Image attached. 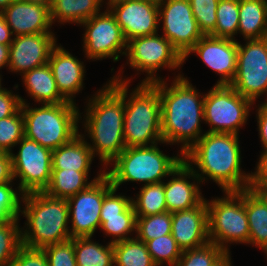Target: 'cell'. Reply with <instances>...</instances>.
<instances>
[{
  "label": "cell",
  "mask_w": 267,
  "mask_h": 266,
  "mask_svg": "<svg viewBox=\"0 0 267 266\" xmlns=\"http://www.w3.org/2000/svg\"><path fill=\"white\" fill-rule=\"evenodd\" d=\"M174 78L171 85L164 78L157 81L161 134L167 145L181 144L184 154L206 133L201 130L205 93H200L181 71Z\"/></svg>",
  "instance_id": "cell-1"
},
{
  "label": "cell",
  "mask_w": 267,
  "mask_h": 266,
  "mask_svg": "<svg viewBox=\"0 0 267 266\" xmlns=\"http://www.w3.org/2000/svg\"><path fill=\"white\" fill-rule=\"evenodd\" d=\"M239 141V135L206 132L183 154V162L202 184L210 179L222 192L249 189L251 173L242 169Z\"/></svg>",
  "instance_id": "cell-2"
},
{
  "label": "cell",
  "mask_w": 267,
  "mask_h": 266,
  "mask_svg": "<svg viewBox=\"0 0 267 266\" xmlns=\"http://www.w3.org/2000/svg\"><path fill=\"white\" fill-rule=\"evenodd\" d=\"M101 88L85 102L81 122L84 123L82 136L90 139L92 144L87 143L93 156H98L103 169H106L126 148L123 131L125 105L124 98L109 83Z\"/></svg>",
  "instance_id": "cell-3"
},
{
  "label": "cell",
  "mask_w": 267,
  "mask_h": 266,
  "mask_svg": "<svg viewBox=\"0 0 267 266\" xmlns=\"http://www.w3.org/2000/svg\"><path fill=\"white\" fill-rule=\"evenodd\" d=\"M123 69L124 66L107 82L124 98L123 131L126 147L167 144L163 142L161 134V99L157 81L138 83L130 92L132 78L122 76Z\"/></svg>",
  "instance_id": "cell-4"
},
{
  "label": "cell",
  "mask_w": 267,
  "mask_h": 266,
  "mask_svg": "<svg viewBox=\"0 0 267 266\" xmlns=\"http://www.w3.org/2000/svg\"><path fill=\"white\" fill-rule=\"evenodd\" d=\"M21 203L20 216L27 220L21 227L23 246L43 249L71 239L67 199L32 192L23 194Z\"/></svg>",
  "instance_id": "cell-5"
},
{
  "label": "cell",
  "mask_w": 267,
  "mask_h": 266,
  "mask_svg": "<svg viewBox=\"0 0 267 266\" xmlns=\"http://www.w3.org/2000/svg\"><path fill=\"white\" fill-rule=\"evenodd\" d=\"M24 117V137L41 146L56 150L80 133L79 123L83 117L77 104L63 102L30 106L20 96Z\"/></svg>",
  "instance_id": "cell-6"
},
{
  "label": "cell",
  "mask_w": 267,
  "mask_h": 266,
  "mask_svg": "<svg viewBox=\"0 0 267 266\" xmlns=\"http://www.w3.org/2000/svg\"><path fill=\"white\" fill-rule=\"evenodd\" d=\"M157 145L126 147L105 169L112 186L118 189L129 181L140 182L143 186L163 182V178L169 177L183 162V154L178 150L176 156L166 155Z\"/></svg>",
  "instance_id": "cell-7"
},
{
  "label": "cell",
  "mask_w": 267,
  "mask_h": 266,
  "mask_svg": "<svg viewBox=\"0 0 267 266\" xmlns=\"http://www.w3.org/2000/svg\"><path fill=\"white\" fill-rule=\"evenodd\" d=\"M224 196L209 201V241L230 252V245L249 244V225L244 205V190L224 191ZM229 246V247H228Z\"/></svg>",
  "instance_id": "cell-8"
},
{
  "label": "cell",
  "mask_w": 267,
  "mask_h": 266,
  "mask_svg": "<svg viewBox=\"0 0 267 266\" xmlns=\"http://www.w3.org/2000/svg\"><path fill=\"white\" fill-rule=\"evenodd\" d=\"M253 107L230 85H214L204 97V123L210 128L206 132L239 135Z\"/></svg>",
  "instance_id": "cell-9"
},
{
  "label": "cell",
  "mask_w": 267,
  "mask_h": 266,
  "mask_svg": "<svg viewBox=\"0 0 267 266\" xmlns=\"http://www.w3.org/2000/svg\"><path fill=\"white\" fill-rule=\"evenodd\" d=\"M125 56L127 57L126 63L135 71L137 70V75L140 72L146 73L141 83L162 80L163 77L156 73L159 69L169 68L168 70L175 71L180 70L184 64L183 57L170 41L158 33L127 41Z\"/></svg>",
  "instance_id": "cell-10"
},
{
  "label": "cell",
  "mask_w": 267,
  "mask_h": 266,
  "mask_svg": "<svg viewBox=\"0 0 267 266\" xmlns=\"http://www.w3.org/2000/svg\"><path fill=\"white\" fill-rule=\"evenodd\" d=\"M230 86L254 105L259 97H267V37L238 42L236 73Z\"/></svg>",
  "instance_id": "cell-11"
},
{
  "label": "cell",
  "mask_w": 267,
  "mask_h": 266,
  "mask_svg": "<svg viewBox=\"0 0 267 266\" xmlns=\"http://www.w3.org/2000/svg\"><path fill=\"white\" fill-rule=\"evenodd\" d=\"M17 145H19L17 153L10 154L13 178L19 182L17 184L19 190L23 194L44 192L51 180L52 151L26 137H23Z\"/></svg>",
  "instance_id": "cell-12"
},
{
  "label": "cell",
  "mask_w": 267,
  "mask_h": 266,
  "mask_svg": "<svg viewBox=\"0 0 267 266\" xmlns=\"http://www.w3.org/2000/svg\"><path fill=\"white\" fill-rule=\"evenodd\" d=\"M105 11L93 15L79 26H83V52L88 60L113 59L117 62L125 56L127 41L115 16L107 7Z\"/></svg>",
  "instance_id": "cell-13"
},
{
  "label": "cell",
  "mask_w": 267,
  "mask_h": 266,
  "mask_svg": "<svg viewBox=\"0 0 267 266\" xmlns=\"http://www.w3.org/2000/svg\"><path fill=\"white\" fill-rule=\"evenodd\" d=\"M113 188L104 173L86 189L67 199L71 239L93 237L101 226L100 212L104 196Z\"/></svg>",
  "instance_id": "cell-14"
},
{
  "label": "cell",
  "mask_w": 267,
  "mask_h": 266,
  "mask_svg": "<svg viewBox=\"0 0 267 266\" xmlns=\"http://www.w3.org/2000/svg\"><path fill=\"white\" fill-rule=\"evenodd\" d=\"M158 7L162 35L184 57L204 36L193 15L190 1L160 0Z\"/></svg>",
  "instance_id": "cell-15"
},
{
  "label": "cell",
  "mask_w": 267,
  "mask_h": 266,
  "mask_svg": "<svg viewBox=\"0 0 267 266\" xmlns=\"http://www.w3.org/2000/svg\"><path fill=\"white\" fill-rule=\"evenodd\" d=\"M237 52V40L204 35L183 57V63L195 53L207 67L219 74L220 79L215 85H231L236 73Z\"/></svg>",
  "instance_id": "cell-16"
},
{
  "label": "cell",
  "mask_w": 267,
  "mask_h": 266,
  "mask_svg": "<svg viewBox=\"0 0 267 266\" xmlns=\"http://www.w3.org/2000/svg\"><path fill=\"white\" fill-rule=\"evenodd\" d=\"M115 16L126 41L153 35L159 30V7L156 2H106Z\"/></svg>",
  "instance_id": "cell-17"
},
{
  "label": "cell",
  "mask_w": 267,
  "mask_h": 266,
  "mask_svg": "<svg viewBox=\"0 0 267 266\" xmlns=\"http://www.w3.org/2000/svg\"><path fill=\"white\" fill-rule=\"evenodd\" d=\"M55 33H40L14 37L10 44L8 69L23 75L33 68L48 63L52 49L57 45Z\"/></svg>",
  "instance_id": "cell-18"
},
{
  "label": "cell",
  "mask_w": 267,
  "mask_h": 266,
  "mask_svg": "<svg viewBox=\"0 0 267 266\" xmlns=\"http://www.w3.org/2000/svg\"><path fill=\"white\" fill-rule=\"evenodd\" d=\"M171 234L182 251L210 242L206 198L198 206L172 213Z\"/></svg>",
  "instance_id": "cell-19"
},
{
  "label": "cell",
  "mask_w": 267,
  "mask_h": 266,
  "mask_svg": "<svg viewBox=\"0 0 267 266\" xmlns=\"http://www.w3.org/2000/svg\"><path fill=\"white\" fill-rule=\"evenodd\" d=\"M48 64L51 67L60 94L68 101L77 104L75 95L84 87L86 69L84 62L66 50L61 44L56 45L50 54Z\"/></svg>",
  "instance_id": "cell-20"
},
{
  "label": "cell",
  "mask_w": 267,
  "mask_h": 266,
  "mask_svg": "<svg viewBox=\"0 0 267 266\" xmlns=\"http://www.w3.org/2000/svg\"><path fill=\"white\" fill-rule=\"evenodd\" d=\"M170 176L171 178L167 179V182L164 180V194L168 212L174 213L191 209L205 199L200 189L201 181L184 162Z\"/></svg>",
  "instance_id": "cell-21"
},
{
  "label": "cell",
  "mask_w": 267,
  "mask_h": 266,
  "mask_svg": "<svg viewBox=\"0 0 267 266\" xmlns=\"http://www.w3.org/2000/svg\"><path fill=\"white\" fill-rule=\"evenodd\" d=\"M1 14L14 37L53 33L50 9L46 6L15 0Z\"/></svg>",
  "instance_id": "cell-22"
},
{
  "label": "cell",
  "mask_w": 267,
  "mask_h": 266,
  "mask_svg": "<svg viewBox=\"0 0 267 266\" xmlns=\"http://www.w3.org/2000/svg\"><path fill=\"white\" fill-rule=\"evenodd\" d=\"M28 96L38 104H58L68 102L59 92L50 65L33 68L22 76Z\"/></svg>",
  "instance_id": "cell-23"
},
{
  "label": "cell",
  "mask_w": 267,
  "mask_h": 266,
  "mask_svg": "<svg viewBox=\"0 0 267 266\" xmlns=\"http://www.w3.org/2000/svg\"><path fill=\"white\" fill-rule=\"evenodd\" d=\"M87 140V137L82 136V132H80L71 141L53 150L52 169L90 172L95 157Z\"/></svg>",
  "instance_id": "cell-24"
},
{
  "label": "cell",
  "mask_w": 267,
  "mask_h": 266,
  "mask_svg": "<svg viewBox=\"0 0 267 266\" xmlns=\"http://www.w3.org/2000/svg\"><path fill=\"white\" fill-rule=\"evenodd\" d=\"M105 1V2H104ZM106 0H51V22L77 24L79 26L85 20L101 12Z\"/></svg>",
  "instance_id": "cell-25"
},
{
  "label": "cell",
  "mask_w": 267,
  "mask_h": 266,
  "mask_svg": "<svg viewBox=\"0 0 267 266\" xmlns=\"http://www.w3.org/2000/svg\"><path fill=\"white\" fill-rule=\"evenodd\" d=\"M105 173V169L100 168L97 176L90 180L89 172H79L76 170L52 169L49 186L45 193L50 197L68 199L78 192L86 189L94 181L98 180ZM90 180V181H88Z\"/></svg>",
  "instance_id": "cell-26"
},
{
  "label": "cell",
  "mask_w": 267,
  "mask_h": 266,
  "mask_svg": "<svg viewBox=\"0 0 267 266\" xmlns=\"http://www.w3.org/2000/svg\"><path fill=\"white\" fill-rule=\"evenodd\" d=\"M237 34L243 40L267 37V0H239Z\"/></svg>",
  "instance_id": "cell-27"
},
{
  "label": "cell",
  "mask_w": 267,
  "mask_h": 266,
  "mask_svg": "<svg viewBox=\"0 0 267 266\" xmlns=\"http://www.w3.org/2000/svg\"><path fill=\"white\" fill-rule=\"evenodd\" d=\"M244 205L249 225V245L267 252V205L251 189L244 190Z\"/></svg>",
  "instance_id": "cell-28"
},
{
  "label": "cell",
  "mask_w": 267,
  "mask_h": 266,
  "mask_svg": "<svg viewBox=\"0 0 267 266\" xmlns=\"http://www.w3.org/2000/svg\"><path fill=\"white\" fill-rule=\"evenodd\" d=\"M77 266H114L113 243L94 242L92 237L74 238Z\"/></svg>",
  "instance_id": "cell-29"
},
{
  "label": "cell",
  "mask_w": 267,
  "mask_h": 266,
  "mask_svg": "<svg viewBox=\"0 0 267 266\" xmlns=\"http://www.w3.org/2000/svg\"><path fill=\"white\" fill-rule=\"evenodd\" d=\"M114 266H157L145 242L136 237L113 243Z\"/></svg>",
  "instance_id": "cell-30"
},
{
  "label": "cell",
  "mask_w": 267,
  "mask_h": 266,
  "mask_svg": "<svg viewBox=\"0 0 267 266\" xmlns=\"http://www.w3.org/2000/svg\"><path fill=\"white\" fill-rule=\"evenodd\" d=\"M138 193L132 198L136 217L150 216L167 211L164 181L143 185Z\"/></svg>",
  "instance_id": "cell-31"
},
{
  "label": "cell",
  "mask_w": 267,
  "mask_h": 266,
  "mask_svg": "<svg viewBox=\"0 0 267 266\" xmlns=\"http://www.w3.org/2000/svg\"><path fill=\"white\" fill-rule=\"evenodd\" d=\"M100 222V230L107 237L112 236L111 243L134 238L132 235L136 233V213L132 204L119 216L100 217Z\"/></svg>",
  "instance_id": "cell-32"
},
{
  "label": "cell",
  "mask_w": 267,
  "mask_h": 266,
  "mask_svg": "<svg viewBox=\"0 0 267 266\" xmlns=\"http://www.w3.org/2000/svg\"><path fill=\"white\" fill-rule=\"evenodd\" d=\"M216 26L210 36L235 39L239 25V0H219L216 9Z\"/></svg>",
  "instance_id": "cell-33"
},
{
  "label": "cell",
  "mask_w": 267,
  "mask_h": 266,
  "mask_svg": "<svg viewBox=\"0 0 267 266\" xmlns=\"http://www.w3.org/2000/svg\"><path fill=\"white\" fill-rule=\"evenodd\" d=\"M172 213H164L136 217L135 237L143 242L171 234Z\"/></svg>",
  "instance_id": "cell-34"
},
{
  "label": "cell",
  "mask_w": 267,
  "mask_h": 266,
  "mask_svg": "<svg viewBox=\"0 0 267 266\" xmlns=\"http://www.w3.org/2000/svg\"><path fill=\"white\" fill-rule=\"evenodd\" d=\"M19 219L14 218L0 223V266H10L22 246Z\"/></svg>",
  "instance_id": "cell-35"
},
{
  "label": "cell",
  "mask_w": 267,
  "mask_h": 266,
  "mask_svg": "<svg viewBox=\"0 0 267 266\" xmlns=\"http://www.w3.org/2000/svg\"><path fill=\"white\" fill-rule=\"evenodd\" d=\"M148 252L157 266H176L182 250L172 234H167L146 242Z\"/></svg>",
  "instance_id": "cell-36"
},
{
  "label": "cell",
  "mask_w": 267,
  "mask_h": 266,
  "mask_svg": "<svg viewBox=\"0 0 267 266\" xmlns=\"http://www.w3.org/2000/svg\"><path fill=\"white\" fill-rule=\"evenodd\" d=\"M24 137V117L21 108L13 115L0 119V149L12 153Z\"/></svg>",
  "instance_id": "cell-37"
},
{
  "label": "cell",
  "mask_w": 267,
  "mask_h": 266,
  "mask_svg": "<svg viewBox=\"0 0 267 266\" xmlns=\"http://www.w3.org/2000/svg\"><path fill=\"white\" fill-rule=\"evenodd\" d=\"M225 251L213 243L196 249L182 251L176 266H212Z\"/></svg>",
  "instance_id": "cell-38"
},
{
  "label": "cell",
  "mask_w": 267,
  "mask_h": 266,
  "mask_svg": "<svg viewBox=\"0 0 267 266\" xmlns=\"http://www.w3.org/2000/svg\"><path fill=\"white\" fill-rule=\"evenodd\" d=\"M13 182L0 185V223L20 218L23 193L18 187L12 188Z\"/></svg>",
  "instance_id": "cell-39"
},
{
  "label": "cell",
  "mask_w": 267,
  "mask_h": 266,
  "mask_svg": "<svg viewBox=\"0 0 267 266\" xmlns=\"http://www.w3.org/2000/svg\"><path fill=\"white\" fill-rule=\"evenodd\" d=\"M193 15L204 35H210L216 26L219 0H189Z\"/></svg>",
  "instance_id": "cell-40"
},
{
  "label": "cell",
  "mask_w": 267,
  "mask_h": 266,
  "mask_svg": "<svg viewBox=\"0 0 267 266\" xmlns=\"http://www.w3.org/2000/svg\"><path fill=\"white\" fill-rule=\"evenodd\" d=\"M49 266H77L74 251V238L43 248Z\"/></svg>",
  "instance_id": "cell-41"
},
{
  "label": "cell",
  "mask_w": 267,
  "mask_h": 266,
  "mask_svg": "<svg viewBox=\"0 0 267 266\" xmlns=\"http://www.w3.org/2000/svg\"><path fill=\"white\" fill-rule=\"evenodd\" d=\"M117 188H112L105 196L101 207L100 217H113L119 216L131 204L132 197L125 196L124 194H116Z\"/></svg>",
  "instance_id": "cell-42"
},
{
  "label": "cell",
  "mask_w": 267,
  "mask_h": 266,
  "mask_svg": "<svg viewBox=\"0 0 267 266\" xmlns=\"http://www.w3.org/2000/svg\"><path fill=\"white\" fill-rule=\"evenodd\" d=\"M10 266H49L47 255L43 249L21 246Z\"/></svg>",
  "instance_id": "cell-43"
},
{
  "label": "cell",
  "mask_w": 267,
  "mask_h": 266,
  "mask_svg": "<svg viewBox=\"0 0 267 266\" xmlns=\"http://www.w3.org/2000/svg\"><path fill=\"white\" fill-rule=\"evenodd\" d=\"M21 108L20 95L0 86V119L15 114Z\"/></svg>",
  "instance_id": "cell-44"
},
{
  "label": "cell",
  "mask_w": 267,
  "mask_h": 266,
  "mask_svg": "<svg viewBox=\"0 0 267 266\" xmlns=\"http://www.w3.org/2000/svg\"><path fill=\"white\" fill-rule=\"evenodd\" d=\"M258 107V108H257ZM256 112L258 134L263 150L267 149V102L258 103Z\"/></svg>",
  "instance_id": "cell-45"
},
{
  "label": "cell",
  "mask_w": 267,
  "mask_h": 266,
  "mask_svg": "<svg viewBox=\"0 0 267 266\" xmlns=\"http://www.w3.org/2000/svg\"><path fill=\"white\" fill-rule=\"evenodd\" d=\"M255 171H251V185H267V149L261 151Z\"/></svg>",
  "instance_id": "cell-46"
},
{
  "label": "cell",
  "mask_w": 267,
  "mask_h": 266,
  "mask_svg": "<svg viewBox=\"0 0 267 266\" xmlns=\"http://www.w3.org/2000/svg\"><path fill=\"white\" fill-rule=\"evenodd\" d=\"M14 35L5 21L4 16L0 13V44L10 45Z\"/></svg>",
  "instance_id": "cell-47"
},
{
  "label": "cell",
  "mask_w": 267,
  "mask_h": 266,
  "mask_svg": "<svg viewBox=\"0 0 267 266\" xmlns=\"http://www.w3.org/2000/svg\"><path fill=\"white\" fill-rule=\"evenodd\" d=\"M9 53H10V45L0 44V70L4 67L8 69L7 67L9 63ZM0 77L2 78L1 73Z\"/></svg>",
  "instance_id": "cell-48"
},
{
  "label": "cell",
  "mask_w": 267,
  "mask_h": 266,
  "mask_svg": "<svg viewBox=\"0 0 267 266\" xmlns=\"http://www.w3.org/2000/svg\"><path fill=\"white\" fill-rule=\"evenodd\" d=\"M13 181L14 178L12 168H0V185Z\"/></svg>",
  "instance_id": "cell-49"
},
{
  "label": "cell",
  "mask_w": 267,
  "mask_h": 266,
  "mask_svg": "<svg viewBox=\"0 0 267 266\" xmlns=\"http://www.w3.org/2000/svg\"><path fill=\"white\" fill-rule=\"evenodd\" d=\"M250 188L265 202L267 205V185H251Z\"/></svg>",
  "instance_id": "cell-50"
},
{
  "label": "cell",
  "mask_w": 267,
  "mask_h": 266,
  "mask_svg": "<svg viewBox=\"0 0 267 266\" xmlns=\"http://www.w3.org/2000/svg\"><path fill=\"white\" fill-rule=\"evenodd\" d=\"M0 168H12V157L0 149Z\"/></svg>",
  "instance_id": "cell-51"
},
{
  "label": "cell",
  "mask_w": 267,
  "mask_h": 266,
  "mask_svg": "<svg viewBox=\"0 0 267 266\" xmlns=\"http://www.w3.org/2000/svg\"><path fill=\"white\" fill-rule=\"evenodd\" d=\"M212 266H233L231 261V251L225 252Z\"/></svg>",
  "instance_id": "cell-52"
},
{
  "label": "cell",
  "mask_w": 267,
  "mask_h": 266,
  "mask_svg": "<svg viewBox=\"0 0 267 266\" xmlns=\"http://www.w3.org/2000/svg\"><path fill=\"white\" fill-rule=\"evenodd\" d=\"M22 1L37 5H43L48 7L49 9L51 8V0H22Z\"/></svg>",
  "instance_id": "cell-53"
},
{
  "label": "cell",
  "mask_w": 267,
  "mask_h": 266,
  "mask_svg": "<svg viewBox=\"0 0 267 266\" xmlns=\"http://www.w3.org/2000/svg\"><path fill=\"white\" fill-rule=\"evenodd\" d=\"M15 0H0V13Z\"/></svg>",
  "instance_id": "cell-54"
},
{
  "label": "cell",
  "mask_w": 267,
  "mask_h": 266,
  "mask_svg": "<svg viewBox=\"0 0 267 266\" xmlns=\"http://www.w3.org/2000/svg\"><path fill=\"white\" fill-rule=\"evenodd\" d=\"M124 1H141V2H156V3H159L160 0H107L106 2H124Z\"/></svg>",
  "instance_id": "cell-55"
}]
</instances>
